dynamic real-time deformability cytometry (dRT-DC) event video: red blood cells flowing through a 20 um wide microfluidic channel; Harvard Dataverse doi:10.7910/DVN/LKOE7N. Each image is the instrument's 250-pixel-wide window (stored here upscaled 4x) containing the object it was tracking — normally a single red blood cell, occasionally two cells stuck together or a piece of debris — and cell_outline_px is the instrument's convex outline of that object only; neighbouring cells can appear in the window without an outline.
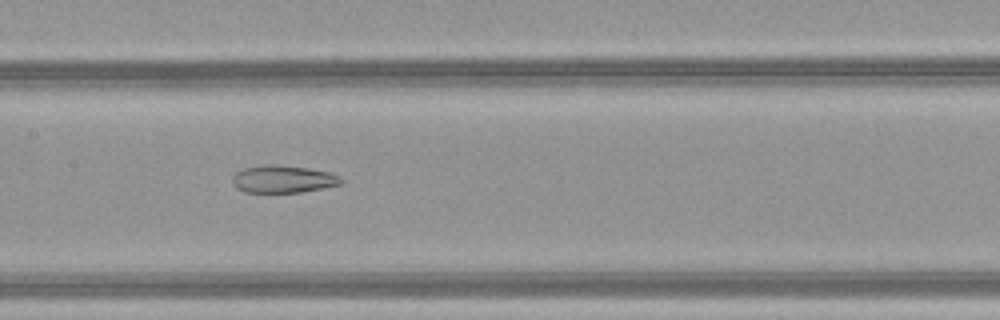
{"species": "common noctule bat (a hibernating species)", "species_latin": "Nyctalus noctula", "temperature_condition": "warm", "stored_images_in_passage": 43, "camera_frame_rate_fps": 3000, "um_per_image_px": 0.085, "animal": {"sex": "female", "body_mass_g": 21.9}, "frame": {"image": 1, "passage_image": 19, "time_ms": 6.0, "image_size_px": [1000, 320], "cell_outline_px": [[344, 184], [300, 192], [244, 192], [236, 188], [232, 184], [232, 176], [236, 172], [244, 168], [272, 164], [308, 168], [328, 172], [340, 176], [344, 180]], "centroid_in_image_um": [24.07, 15.23], "position_along_channel_um": 183.3, "area_um2": 17.4}}
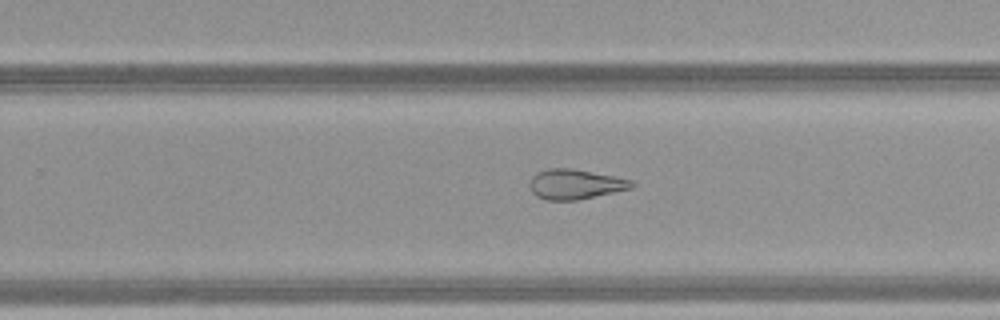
{"frame": {"image": 2, "passage_image": 26, "time_ms": 8.333, "image_size_px": [1000, 320], "cell_outline_px": [[636, 184], [632, 188], [576, 200], [548, 200], [536, 196], [532, 192], [528, 184], [532, 176], [536, 172], [548, 168], [572, 168], [616, 176], [632, 180]], "centroid_in_image_um": [48.88, 15.64], "position_along_channel_um": 280.9, "area_um2": 17.92}}
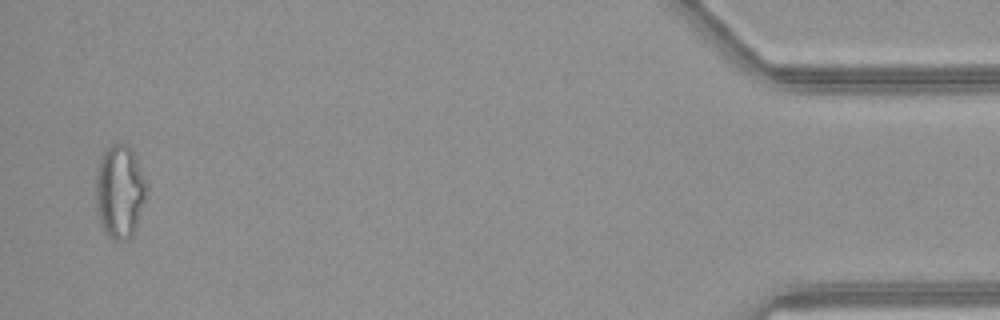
{"frame": {"image": 3, "passage_image": 42, "time_ms": 13.667, "image_size_px": [1000, 320], "cell_outline_px": [[148, 188], [132, 236], [128, 240], [112, 240], [104, 232], [100, 224], [96, 208], [96, 172], [100, 156], [112, 144], [128, 144], [132, 148], [148, 184]], "centroid_in_image_um": [10.16, 16.27], "position_along_channel_um": 425.0, "area_um2": 27.8}, "authors_computed_cell_mechanics": {"area_um2": 22.9466, "velocity_mm_per_s": 4.2051, "shape_relaxation_time_tau1_ms": null, "shape_relaxation_time_tau2_ms": 3.0704, "deformation_change_tau1": null, "deformation_change_tau2": 0.1253}}